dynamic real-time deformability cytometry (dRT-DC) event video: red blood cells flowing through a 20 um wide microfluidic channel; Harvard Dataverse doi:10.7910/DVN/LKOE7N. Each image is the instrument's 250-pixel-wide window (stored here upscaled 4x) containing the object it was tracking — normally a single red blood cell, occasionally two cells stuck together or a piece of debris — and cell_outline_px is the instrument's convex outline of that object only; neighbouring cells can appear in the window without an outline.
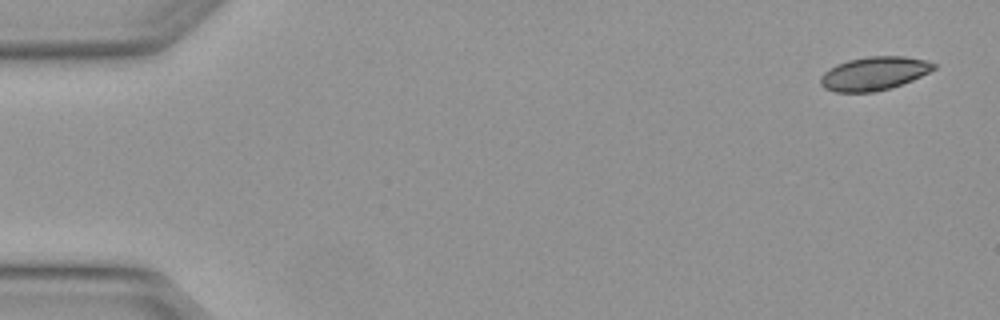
{"species": "Egyptian fruit bat (a non-hibernating species)", "species_latin": "Rousettus aegyptiacus", "temperature_condition": "warm", "stored_images_in_passage": 4, "camera_frame_rate_fps": 3000, "um_per_image_px": 0.085, "animal": {"sex": "female"}, "frame": {"image": 1, "passage_image": 1, "time_ms": 0.0, "image_size_px": [1000, 320], "cell_outline_px": [[936, 68], [912, 80], [888, 88], [872, 92], [836, 92], [824, 88], [820, 84], [820, 76], [824, 72], [836, 64], [848, 60], [868, 56], [904, 56], [924, 60], [936, 64]], "centroid_in_image_um": [74.25, 6.24], "position_along_channel_um": 10.7, "area_um2": 21.91}}
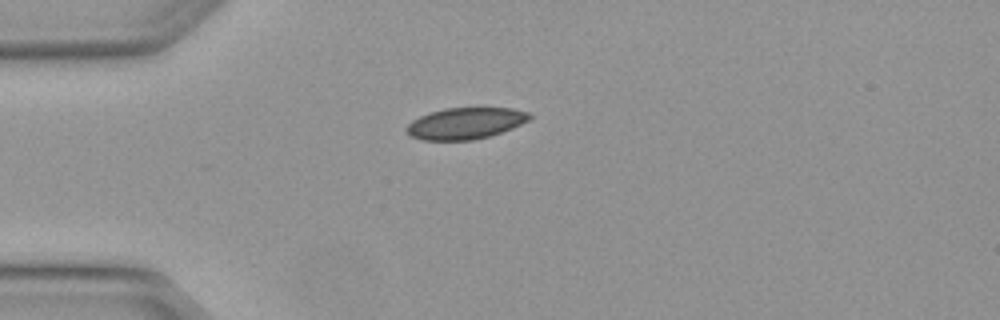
{"frame": {"image": 2, "passage_image": 4, "time_ms": 1.0, "image_size_px": [1000, 320], "cell_outline_px": [[532, 116], [528, 120], [512, 128], [488, 136], [472, 140], [420, 140], [412, 136], [404, 128], [412, 120], [420, 116], [444, 108], [512, 108], [528, 112]], "centroid_in_image_um": [39.54, 10.48], "position_along_channel_um": 45.5, "area_um2": 22.31}}